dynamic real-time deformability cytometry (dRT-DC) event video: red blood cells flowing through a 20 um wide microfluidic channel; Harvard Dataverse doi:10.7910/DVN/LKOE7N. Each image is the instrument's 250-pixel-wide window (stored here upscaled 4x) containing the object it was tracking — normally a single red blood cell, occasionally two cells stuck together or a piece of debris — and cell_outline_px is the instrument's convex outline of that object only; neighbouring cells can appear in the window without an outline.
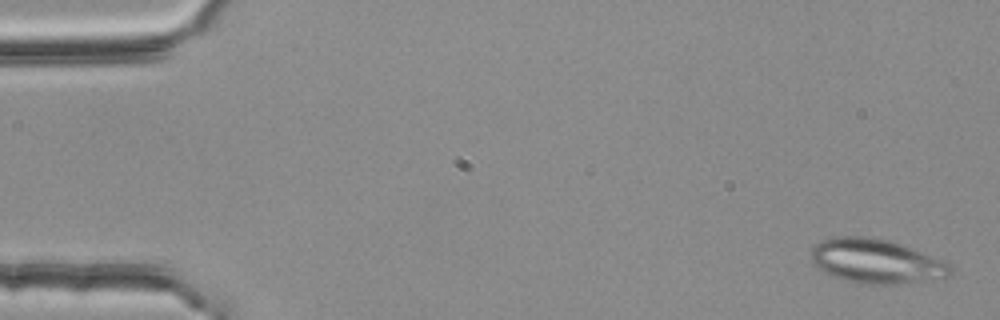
{"species": "common noctule bat (a hibernating species)", "species_latin": "Nyctalus noctula", "temperature_condition": "room temperature", "stored_images_in_passage": 53, "segment_of_instrument_passage": [1, 2], "camera_frame_rate_fps": 3000, "um_per_image_px": 0.085, "animal": {"sex": "female", "body_mass_g": 25.1}, "frame": {"image": 1, "passage_image": 2, "time_ms": 0.333, "image_size_px": [1000, 320], "cell_outline_px": [[952, 276], [944, 280], [900, 284], [860, 284], [832, 276], [824, 272], [812, 264], [812, 248], [816, 244], [832, 236], [864, 236], [888, 240], [904, 244], [952, 264]], "centroid_in_image_um": [74.56, 22.22], "position_along_channel_um": 10.4, "area_um2": 36.76}}